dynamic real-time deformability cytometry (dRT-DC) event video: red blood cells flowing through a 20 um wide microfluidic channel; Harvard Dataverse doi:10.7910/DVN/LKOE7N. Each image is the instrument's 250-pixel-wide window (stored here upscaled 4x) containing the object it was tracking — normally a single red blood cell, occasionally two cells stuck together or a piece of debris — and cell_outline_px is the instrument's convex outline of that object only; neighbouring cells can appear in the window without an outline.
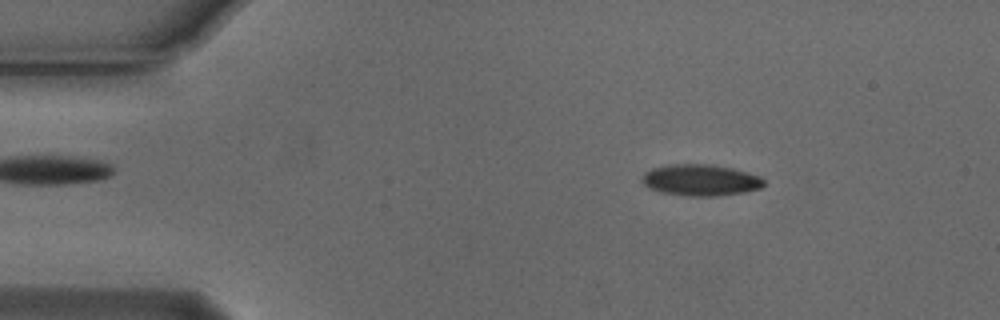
{"species": "Egyptian fruit bat (a non-hibernating species)", "species_latin": "Rousettus aegyptiacus", "temperature_condition": "cold", "stored_images_in_passage": 48, "camera_frame_rate_fps": 3000, "um_per_image_px": 0.085, "animal": {"sex": "male"}, "frame": {"image": 1, "passage_image": 2, "time_ms": 0.333, "image_size_px": [1000, 320], "cell_outline_px": [[764, 184], [760, 188], [744, 192], [720, 196], [688, 196], [660, 192], [648, 188], [640, 180], [644, 172], [652, 168], [672, 164], [712, 164], [732, 168], [748, 172], [760, 176], [764, 180]], "centroid_in_image_um": [59.53, 15.31], "position_along_channel_um": 25.5, "area_um2": 22.48}}
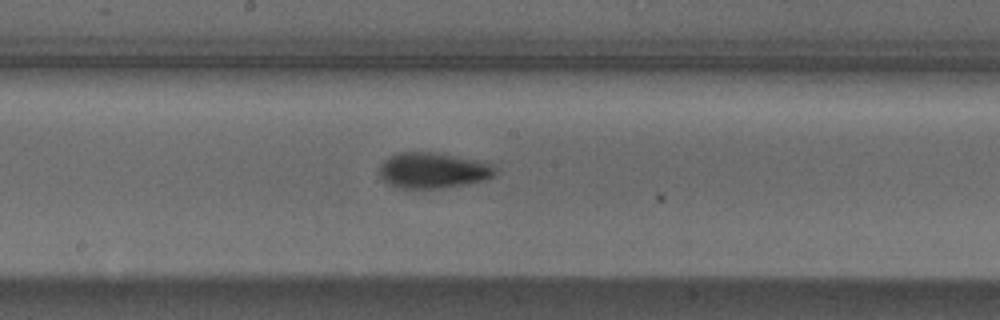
{"frame": {"image": 2, "passage_image": 22, "time_ms": 7.0, "image_size_px": [1000, 320], "cell_outline_px": [[496, 172], [492, 176], [484, 180], [468, 184], [440, 188], [396, 188], [388, 184], [380, 176], [380, 164], [384, 160], [400, 152], [432, 152], [484, 160], [492, 164], [496, 168]], "centroid_in_image_um": [36.84, 14.48], "position_along_channel_um": 211.4, "area_um2": 24.28}}
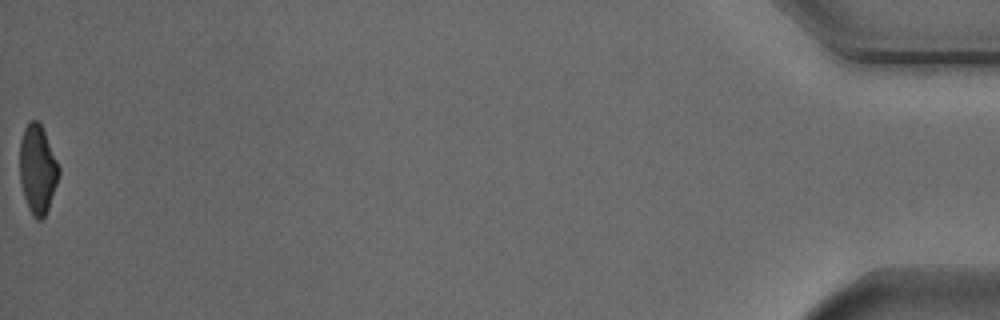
{"frame": {"image": 3, "passage_image": 48, "time_ms": 15.667, "image_size_px": [1000, 320], "cell_outline_px": [[60, 172], [48, 208], [44, 216], [40, 220], [36, 220], [32, 216], [28, 208], [20, 184], [20, 140], [24, 128], [32, 120], [36, 120], [40, 124], [44, 132], [60, 168]], "centroid_in_image_um": [3.18, 14.42], "position_along_channel_um": 432.0, "area_um2": 19.94}, "authors_computed_cell_mechanics": {"area_um2": 22.542, "velocity_mm_per_s": 3.7682, "shape_relaxation_time_tau1_ms": 3.0015, "shape_relaxation_time_tau2_ms": null, "deformation_change_tau1": 0.1303, "deformation_change_tau2": null}}